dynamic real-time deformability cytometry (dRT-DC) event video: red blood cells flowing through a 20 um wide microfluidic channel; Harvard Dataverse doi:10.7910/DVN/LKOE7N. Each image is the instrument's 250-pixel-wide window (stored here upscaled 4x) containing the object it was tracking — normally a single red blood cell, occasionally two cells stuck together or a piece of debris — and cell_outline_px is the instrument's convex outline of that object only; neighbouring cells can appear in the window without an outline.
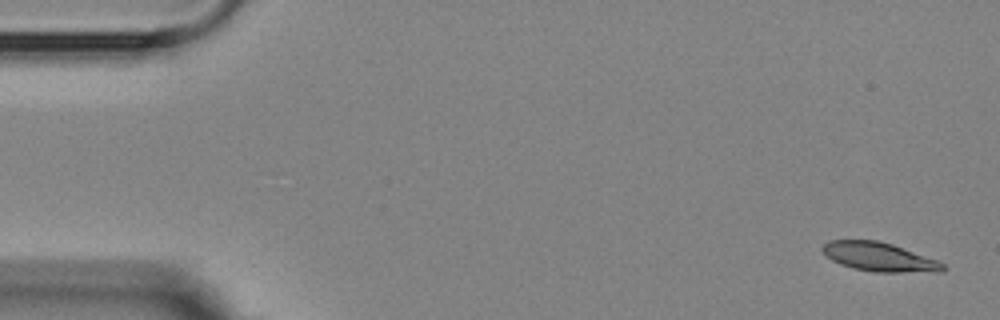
{"species": "Egyptian fruit bat (a non-hibernating species)", "species_latin": "Rousettus aegyptiacus", "temperature_condition": "room temperature", "stored_images_in_passage": 4, "camera_frame_rate_fps": 3000, "um_per_image_px": 0.085, "animal": {"sex": "female"}, "frame": {"image": 1, "passage_image": 1, "time_ms": 0.0, "image_size_px": [1000, 320], "cell_outline_px": [[944, 272], [876, 272], [852, 268], [840, 264], [832, 260], [820, 248], [828, 240], [876, 240], [892, 244], [936, 260], [944, 264]], "centroid_in_image_um": [74.72, 21.84], "position_along_channel_um": 10.3, "area_um2": 20.11}}